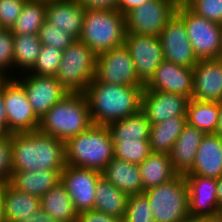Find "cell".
Segmentation results:
<instances>
[{
  "label": "cell",
  "instance_id": "1",
  "mask_svg": "<svg viewBox=\"0 0 222 222\" xmlns=\"http://www.w3.org/2000/svg\"><path fill=\"white\" fill-rule=\"evenodd\" d=\"M144 86L99 82L95 78L85 91L92 123L109 125L141 110Z\"/></svg>",
  "mask_w": 222,
  "mask_h": 222
},
{
  "label": "cell",
  "instance_id": "2",
  "mask_svg": "<svg viewBox=\"0 0 222 222\" xmlns=\"http://www.w3.org/2000/svg\"><path fill=\"white\" fill-rule=\"evenodd\" d=\"M13 172L64 170L65 142L39 130L11 134Z\"/></svg>",
  "mask_w": 222,
  "mask_h": 222
},
{
  "label": "cell",
  "instance_id": "3",
  "mask_svg": "<svg viewBox=\"0 0 222 222\" xmlns=\"http://www.w3.org/2000/svg\"><path fill=\"white\" fill-rule=\"evenodd\" d=\"M84 93H68L40 120L38 130L66 142L92 125Z\"/></svg>",
  "mask_w": 222,
  "mask_h": 222
},
{
  "label": "cell",
  "instance_id": "4",
  "mask_svg": "<svg viewBox=\"0 0 222 222\" xmlns=\"http://www.w3.org/2000/svg\"><path fill=\"white\" fill-rule=\"evenodd\" d=\"M114 157V145L107 126L92 124L65 142L66 164L102 172Z\"/></svg>",
  "mask_w": 222,
  "mask_h": 222
},
{
  "label": "cell",
  "instance_id": "5",
  "mask_svg": "<svg viewBox=\"0 0 222 222\" xmlns=\"http://www.w3.org/2000/svg\"><path fill=\"white\" fill-rule=\"evenodd\" d=\"M125 16L117 9H86L78 41L96 55L124 45Z\"/></svg>",
  "mask_w": 222,
  "mask_h": 222
},
{
  "label": "cell",
  "instance_id": "6",
  "mask_svg": "<svg viewBox=\"0 0 222 222\" xmlns=\"http://www.w3.org/2000/svg\"><path fill=\"white\" fill-rule=\"evenodd\" d=\"M155 222H179L190 215L189 191L184 175L143 191Z\"/></svg>",
  "mask_w": 222,
  "mask_h": 222
},
{
  "label": "cell",
  "instance_id": "7",
  "mask_svg": "<svg viewBox=\"0 0 222 222\" xmlns=\"http://www.w3.org/2000/svg\"><path fill=\"white\" fill-rule=\"evenodd\" d=\"M96 57L87 45L76 40L63 51L55 77L68 93H85L95 77Z\"/></svg>",
  "mask_w": 222,
  "mask_h": 222
},
{
  "label": "cell",
  "instance_id": "8",
  "mask_svg": "<svg viewBox=\"0 0 222 222\" xmlns=\"http://www.w3.org/2000/svg\"><path fill=\"white\" fill-rule=\"evenodd\" d=\"M184 22L188 38L198 60L222 57V25L196 15L178 4L175 12Z\"/></svg>",
  "mask_w": 222,
  "mask_h": 222
},
{
  "label": "cell",
  "instance_id": "9",
  "mask_svg": "<svg viewBox=\"0 0 222 222\" xmlns=\"http://www.w3.org/2000/svg\"><path fill=\"white\" fill-rule=\"evenodd\" d=\"M178 0H148L125 15L126 33L157 36L175 14Z\"/></svg>",
  "mask_w": 222,
  "mask_h": 222
},
{
  "label": "cell",
  "instance_id": "10",
  "mask_svg": "<svg viewBox=\"0 0 222 222\" xmlns=\"http://www.w3.org/2000/svg\"><path fill=\"white\" fill-rule=\"evenodd\" d=\"M3 99L12 134L38 130L40 120L32 110L24 87L14 77L3 82Z\"/></svg>",
  "mask_w": 222,
  "mask_h": 222
},
{
  "label": "cell",
  "instance_id": "11",
  "mask_svg": "<svg viewBox=\"0 0 222 222\" xmlns=\"http://www.w3.org/2000/svg\"><path fill=\"white\" fill-rule=\"evenodd\" d=\"M124 45L133 60L138 80L145 86L164 61L159 38L153 35L126 33Z\"/></svg>",
  "mask_w": 222,
  "mask_h": 222
},
{
  "label": "cell",
  "instance_id": "12",
  "mask_svg": "<svg viewBox=\"0 0 222 222\" xmlns=\"http://www.w3.org/2000/svg\"><path fill=\"white\" fill-rule=\"evenodd\" d=\"M94 78L111 84L144 86L137 78L133 60L125 45L97 55Z\"/></svg>",
  "mask_w": 222,
  "mask_h": 222
},
{
  "label": "cell",
  "instance_id": "13",
  "mask_svg": "<svg viewBox=\"0 0 222 222\" xmlns=\"http://www.w3.org/2000/svg\"><path fill=\"white\" fill-rule=\"evenodd\" d=\"M22 74V77L14 76L15 74L12 77L24 87L32 110L39 120L68 94L56 77L37 76L27 72Z\"/></svg>",
  "mask_w": 222,
  "mask_h": 222
},
{
  "label": "cell",
  "instance_id": "14",
  "mask_svg": "<svg viewBox=\"0 0 222 222\" xmlns=\"http://www.w3.org/2000/svg\"><path fill=\"white\" fill-rule=\"evenodd\" d=\"M101 176L100 171L66 164L60 174V181L77 213L94 210L96 183Z\"/></svg>",
  "mask_w": 222,
  "mask_h": 222
},
{
  "label": "cell",
  "instance_id": "15",
  "mask_svg": "<svg viewBox=\"0 0 222 222\" xmlns=\"http://www.w3.org/2000/svg\"><path fill=\"white\" fill-rule=\"evenodd\" d=\"M163 49L164 60L193 68L196 58L183 20L175 13L158 35Z\"/></svg>",
  "mask_w": 222,
  "mask_h": 222
},
{
  "label": "cell",
  "instance_id": "16",
  "mask_svg": "<svg viewBox=\"0 0 222 222\" xmlns=\"http://www.w3.org/2000/svg\"><path fill=\"white\" fill-rule=\"evenodd\" d=\"M189 98L177 93L143 89L141 111L150 124H157L171 117H186Z\"/></svg>",
  "mask_w": 222,
  "mask_h": 222
},
{
  "label": "cell",
  "instance_id": "17",
  "mask_svg": "<svg viewBox=\"0 0 222 222\" xmlns=\"http://www.w3.org/2000/svg\"><path fill=\"white\" fill-rule=\"evenodd\" d=\"M192 99L222 102V57L199 60L193 67Z\"/></svg>",
  "mask_w": 222,
  "mask_h": 222
},
{
  "label": "cell",
  "instance_id": "18",
  "mask_svg": "<svg viewBox=\"0 0 222 222\" xmlns=\"http://www.w3.org/2000/svg\"><path fill=\"white\" fill-rule=\"evenodd\" d=\"M144 88L147 90L177 93L191 99L193 68L183 67L164 60Z\"/></svg>",
  "mask_w": 222,
  "mask_h": 222
},
{
  "label": "cell",
  "instance_id": "19",
  "mask_svg": "<svg viewBox=\"0 0 222 222\" xmlns=\"http://www.w3.org/2000/svg\"><path fill=\"white\" fill-rule=\"evenodd\" d=\"M189 191V213L205 217L217 214V179L202 176H185Z\"/></svg>",
  "mask_w": 222,
  "mask_h": 222
},
{
  "label": "cell",
  "instance_id": "20",
  "mask_svg": "<svg viewBox=\"0 0 222 222\" xmlns=\"http://www.w3.org/2000/svg\"><path fill=\"white\" fill-rule=\"evenodd\" d=\"M86 9L77 0H47L46 21L76 40L79 39Z\"/></svg>",
  "mask_w": 222,
  "mask_h": 222
},
{
  "label": "cell",
  "instance_id": "21",
  "mask_svg": "<svg viewBox=\"0 0 222 222\" xmlns=\"http://www.w3.org/2000/svg\"><path fill=\"white\" fill-rule=\"evenodd\" d=\"M184 176L219 178L222 176V136L205 134L192 169Z\"/></svg>",
  "mask_w": 222,
  "mask_h": 222
},
{
  "label": "cell",
  "instance_id": "22",
  "mask_svg": "<svg viewBox=\"0 0 222 222\" xmlns=\"http://www.w3.org/2000/svg\"><path fill=\"white\" fill-rule=\"evenodd\" d=\"M205 133L186 124L174 143L169 158L178 175H186L193 167L197 150Z\"/></svg>",
  "mask_w": 222,
  "mask_h": 222
},
{
  "label": "cell",
  "instance_id": "23",
  "mask_svg": "<svg viewBox=\"0 0 222 222\" xmlns=\"http://www.w3.org/2000/svg\"><path fill=\"white\" fill-rule=\"evenodd\" d=\"M101 174L106 180L128 196L143 193L138 164L113 157Z\"/></svg>",
  "mask_w": 222,
  "mask_h": 222
},
{
  "label": "cell",
  "instance_id": "24",
  "mask_svg": "<svg viewBox=\"0 0 222 222\" xmlns=\"http://www.w3.org/2000/svg\"><path fill=\"white\" fill-rule=\"evenodd\" d=\"M63 170L12 172L9 184L16 190L41 198L60 182Z\"/></svg>",
  "mask_w": 222,
  "mask_h": 222
},
{
  "label": "cell",
  "instance_id": "25",
  "mask_svg": "<svg viewBox=\"0 0 222 222\" xmlns=\"http://www.w3.org/2000/svg\"><path fill=\"white\" fill-rule=\"evenodd\" d=\"M40 208V198L14 189L9 183L4 184L5 222H19L28 219Z\"/></svg>",
  "mask_w": 222,
  "mask_h": 222
},
{
  "label": "cell",
  "instance_id": "26",
  "mask_svg": "<svg viewBox=\"0 0 222 222\" xmlns=\"http://www.w3.org/2000/svg\"><path fill=\"white\" fill-rule=\"evenodd\" d=\"M139 170L143 191L167 183L178 174L172 167L169 154L151 153L141 164Z\"/></svg>",
  "mask_w": 222,
  "mask_h": 222
},
{
  "label": "cell",
  "instance_id": "27",
  "mask_svg": "<svg viewBox=\"0 0 222 222\" xmlns=\"http://www.w3.org/2000/svg\"><path fill=\"white\" fill-rule=\"evenodd\" d=\"M150 127L147 116L141 110L107 125L113 143L149 141Z\"/></svg>",
  "mask_w": 222,
  "mask_h": 222
},
{
  "label": "cell",
  "instance_id": "28",
  "mask_svg": "<svg viewBox=\"0 0 222 222\" xmlns=\"http://www.w3.org/2000/svg\"><path fill=\"white\" fill-rule=\"evenodd\" d=\"M128 197L101 176L96 183L94 210L123 220Z\"/></svg>",
  "mask_w": 222,
  "mask_h": 222
},
{
  "label": "cell",
  "instance_id": "29",
  "mask_svg": "<svg viewBox=\"0 0 222 222\" xmlns=\"http://www.w3.org/2000/svg\"><path fill=\"white\" fill-rule=\"evenodd\" d=\"M40 207L50 217L60 222H76L78 216L61 181L40 198Z\"/></svg>",
  "mask_w": 222,
  "mask_h": 222
},
{
  "label": "cell",
  "instance_id": "30",
  "mask_svg": "<svg viewBox=\"0 0 222 222\" xmlns=\"http://www.w3.org/2000/svg\"><path fill=\"white\" fill-rule=\"evenodd\" d=\"M187 124L186 117H171L150 127L151 152L169 154Z\"/></svg>",
  "mask_w": 222,
  "mask_h": 222
},
{
  "label": "cell",
  "instance_id": "31",
  "mask_svg": "<svg viewBox=\"0 0 222 222\" xmlns=\"http://www.w3.org/2000/svg\"><path fill=\"white\" fill-rule=\"evenodd\" d=\"M220 113V102L190 99L186 110L187 124L205 134L215 133Z\"/></svg>",
  "mask_w": 222,
  "mask_h": 222
},
{
  "label": "cell",
  "instance_id": "32",
  "mask_svg": "<svg viewBox=\"0 0 222 222\" xmlns=\"http://www.w3.org/2000/svg\"><path fill=\"white\" fill-rule=\"evenodd\" d=\"M47 0H26L20 16L10 28L13 35L38 34L46 21Z\"/></svg>",
  "mask_w": 222,
  "mask_h": 222
},
{
  "label": "cell",
  "instance_id": "33",
  "mask_svg": "<svg viewBox=\"0 0 222 222\" xmlns=\"http://www.w3.org/2000/svg\"><path fill=\"white\" fill-rule=\"evenodd\" d=\"M42 48L38 34L14 35L13 52L14 67L20 73L28 72L35 64Z\"/></svg>",
  "mask_w": 222,
  "mask_h": 222
},
{
  "label": "cell",
  "instance_id": "34",
  "mask_svg": "<svg viewBox=\"0 0 222 222\" xmlns=\"http://www.w3.org/2000/svg\"><path fill=\"white\" fill-rule=\"evenodd\" d=\"M63 51L51 45H42L34 66L27 72L37 76L55 77L61 63Z\"/></svg>",
  "mask_w": 222,
  "mask_h": 222
},
{
  "label": "cell",
  "instance_id": "35",
  "mask_svg": "<svg viewBox=\"0 0 222 222\" xmlns=\"http://www.w3.org/2000/svg\"><path fill=\"white\" fill-rule=\"evenodd\" d=\"M113 145L115 158L133 164H141L152 153L149 141H125Z\"/></svg>",
  "mask_w": 222,
  "mask_h": 222
},
{
  "label": "cell",
  "instance_id": "36",
  "mask_svg": "<svg viewBox=\"0 0 222 222\" xmlns=\"http://www.w3.org/2000/svg\"><path fill=\"white\" fill-rule=\"evenodd\" d=\"M122 222H155L150 204L143 193L128 197Z\"/></svg>",
  "mask_w": 222,
  "mask_h": 222
},
{
  "label": "cell",
  "instance_id": "37",
  "mask_svg": "<svg viewBox=\"0 0 222 222\" xmlns=\"http://www.w3.org/2000/svg\"><path fill=\"white\" fill-rule=\"evenodd\" d=\"M38 36L42 45H51L53 48L55 47L62 51L76 41L73 36L65 33L48 21H45L41 26Z\"/></svg>",
  "mask_w": 222,
  "mask_h": 222
},
{
  "label": "cell",
  "instance_id": "38",
  "mask_svg": "<svg viewBox=\"0 0 222 222\" xmlns=\"http://www.w3.org/2000/svg\"><path fill=\"white\" fill-rule=\"evenodd\" d=\"M13 43L14 35L10 29H0V71L7 77H12V75L9 76V71L13 73L14 70Z\"/></svg>",
  "mask_w": 222,
  "mask_h": 222
},
{
  "label": "cell",
  "instance_id": "39",
  "mask_svg": "<svg viewBox=\"0 0 222 222\" xmlns=\"http://www.w3.org/2000/svg\"><path fill=\"white\" fill-rule=\"evenodd\" d=\"M188 8L196 15L222 25V0H194Z\"/></svg>",
  "mask_w": 222,
  "mask_h": 222
},
{
  "label": "cell",
  "instance_id": "40",
  "mask_svg": "<svg viewBox=\"0 0 222 222\" xmlns=\"http://www.w3.org/2000/svg\"><path fill=\"white\" fill-rule=\"evenodd\" d=\"M26 0H0V27L10 29L20 16Z\"/></svg>",
  "mask_w": 222,
  "mask_h": 222
},
{
  "label": "cell",
  "instance_id": "41",
  "mask_svg": "<svg viewBox=\"0 0 222 222\" xmlns=\"http://www.w3.org/2000/svg\"><path fill=\"white\" fill-rule=\"evenodd\" d=\"M11 137L0 140V182L8 183L12 175Z\"/></svg>",
  "mask_w": 222,
  "mask_h": 222
},
{
  "label": "cell",
  "instance_id": "42",
  "mask_svg": "<svg viewBox=\"0 0 222 222\" xmlns=\"http://www.w3.org/2000/svg\"><path fill=\"white\" fill-rule=\"evenodd\" d=\"M76 222H122L121 219L95 210L78 213Z\"/></svg>",
  "mask_w": 222,
  "mask_h": 222
},
{
  "label": "cell",
  "instance_id": "43",
  "mask_svg": "<svg viewBox=\"0 0 222 222\" xmlns=\"http://www.w3.org/2000/svg\"><path fill=\"white\" fill-rule=\"evenodd\" d=\"M11 132L8 128L7 112L3 99V83L0 88V140H7L11 137Z\"/></svg>",
  "mask_w": 222,
  "mask_h": 222
},
{
  "label": "cell",
  "instance_id": "44",
  "mask_svg": "<svg viewBox=\"0 0 222 222\" xmlns=\"http://www.w3.org/2000/svg\"><path fill=\"white\" fill-rule=\"evenodd\" d=\"M85 9H117V0H77Z\"/></svg>",
  "mask_w": 222,
  "mask_h": 222
},
{
  "label": "cell",
  "instance_id": "45",
  "mask_svg": "<svg viewBox=\"0 0 222 222\" xmlns=\"http://www.w3.org/2000/svg\"><path fill=\"white\" fill-rule=\"evenodd\" d=\"M148 0H117V10L120 11L124 16Z\"/></svg>",
  "mask_w": 222,
  "mask_h": 222
},
{
  "label": "cell",
  "instance_id": "46",
  "mask_svg": "<svg viewBox=\"0 0 222 222\" xmlns=\"http://www.w3.org/2000/svg\"><path fill=\"white\" fill-rule=\"evenodd\" d=\"M19 222H60L50 217L41 207L28 219H22Z\"/></svg>",
  "mask_w": 222,
  "mask_h": 222
},
{
  "label": "cell",
  "instance_id": "47",
  "mask_svg": "<svg viewBox=\"0 0 222 222\" xmlns=\"http://www.w3.org/2000/svg\"><path fill=\"white\" fill-rule=\"evenodd\" d=\"M3 202H4V183L0 182V222H5Z\"/></svg>",
  "mask_w": 222,
  "mask_h": 222
},
{
  "label": "cell",
  "instance_id": "48",
  "mask_svg": "<svg viewBox=\"0 0 222 222\" xmlns=\"http://www.w3.org/2000/svg\"><path fill=\"white\" fill-rule=\"evenodd\" d=\"M216 189H217V199H218V203H222V176L217 178V185H216Z\"/></svg>",
  "mask_w": 222,
  "mask_h": 222
},
{
  "label": "cell",
  "instance_id": "49",
  "mask_svg": "<svg viewBox=\"0 0 222 222\" xmlns=\"http://www.w3.org/2000/svg\"><path fill=\"white\" fill-rule=\"evenodd\" d=\"M215 134L222 136V102H220V113Z\"/></svg>",
  "mask_w": 222,
  "mask_h": 222
},
{
  "label": "cell",
  "instance_id": "50",
  "mask_svg": "<svg viewBox=\"0 0 222 222\" xmlns=\"http://www.w3.org/2000/svg\"><path fill=\"white\" fill-rule=\"evenodd\" d=\"M203 222H222V217L218 214L203 217Z\"/></svg>",
  "mask_w": 222,
  "mask_h": 222
},
{
  "label": "cell",
  "instance_id": "51",
  "mask_svg": "<svg viewBox=\"0 0 222 222\" xmlns=\"http://www.w3.org/2000/svg\"><path fill=\"white\" fill-rule=\"evenodd\" d=\"M179 222H203V217L189 215Z\"/></svg>",
  "mask_w": 222,
  "mask_h": 222
},
{
  "label": "cell",
  "instance_id": "52",
  "mask_svg": "<svg viewBox=\"0 0 222 222\" xmlns=\"http://www.w3.org/2000/svg\"><path fill=\"white\" fill-rule=\"evenodd\" d=\"M194 0H178V4L188 7Z\"/></svg>",
  "mask_w": 222,
  "mask_h": 222
},
{
  "label": "cell",
  "instance_id": "53",
  "mask_svg": "<svg viewBox=\"0 0 222 222\" xmlns=\"http://www.w3.org/2000/svg\"><path fill=\"white\" fill-rule=\"evenodd\" d=\"M8 77L6 75H4L1 71H0V88L2 83L7 79Z\"/></svg>",
  "mask_w": 222,
  "mask_h": 222
},
{
  "label": "cell",
  "instance_id": "54",
  "mask_svg": "<svg viewBox=\"0 0 222 222\" xmlns=\"http://www.w3.org/2000/svg\"><path fill=\"white\" fill-rule=\"evenodd\" d=\"M217 214L222 217V203L219 204Z\"/></svg>",
  "mask_w": 222,
  "mask_h": 222
}]
</instances>
